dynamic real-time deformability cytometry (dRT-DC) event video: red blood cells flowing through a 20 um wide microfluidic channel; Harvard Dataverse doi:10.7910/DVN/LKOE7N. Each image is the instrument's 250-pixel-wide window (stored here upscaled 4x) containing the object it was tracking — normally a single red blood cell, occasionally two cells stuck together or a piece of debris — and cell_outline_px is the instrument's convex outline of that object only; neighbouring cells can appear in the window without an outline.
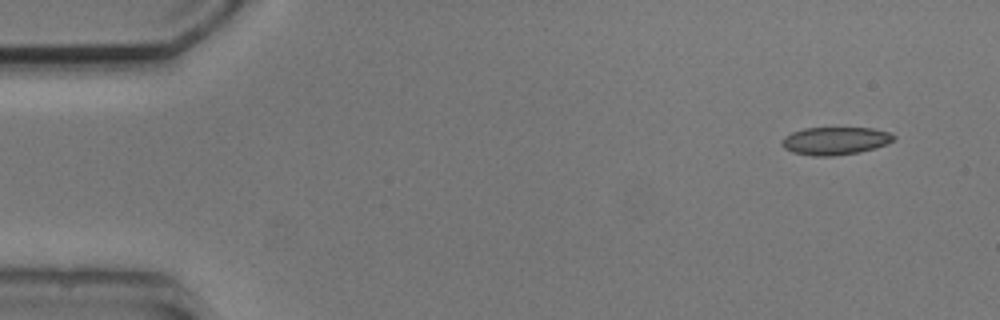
{"species": "common noctule bat (a hibernating species)", "species_latin": "Nyctalus noctula", "temperature_condition": "cold", "stored_images_in_passage": 6, "segment_of_instrument_passage": [2, 2], "camera_frame_rate_fps": 3000, "um_per_image_px": 0.085, "animal": {"sex": "male", "body_mass_g": 20.5, "forearm_length_mm": 52.5}, "frame": {"image": 1, "passage_image": 6, "time_ms": 6.667, "image_size_px": [1000, 320], "cell_outline_px": [[896, 136], [892, 140], [876, 148], [860, 152], [832, 156], [812, 156], [792, 152], [784, 148], [780, 144], [780, 140], [784, 136], [792, 132], [804, 128], [872, 128], [888, 132]], "centroid_in_image_um": [70.93, 11.97], "position_along_channel_um": 14.1, "area_um2": 18.15}}